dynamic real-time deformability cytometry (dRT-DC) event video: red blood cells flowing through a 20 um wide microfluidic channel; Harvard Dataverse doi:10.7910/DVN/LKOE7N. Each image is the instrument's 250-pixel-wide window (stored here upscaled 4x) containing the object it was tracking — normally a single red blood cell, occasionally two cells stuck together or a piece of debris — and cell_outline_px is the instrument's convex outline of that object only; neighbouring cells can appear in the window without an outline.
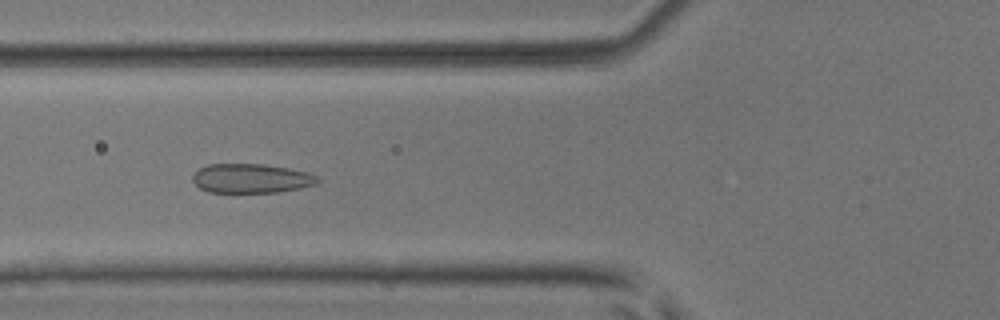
{"species": "common noctule bat (a hibernating species)", "species_latin": "Nyctalus noctula", "temperature_condition": "room temperature", "stored_images_in_passage": 37, "camera_frame_rate_fps": 3000, "um_per_image_px": 0.085, "animal": {"sex": "male", "body_mass_g": 17.9, "forearm_length_mm": 54.2}, "frame": {"image": 1, "passage_image": 6, "time_ms": 1.667, "image_size_px": [1000, 320], "cell_outline_px": [[320, 180], [316, 184], [300, 188], [276, 192], [208, 192], [200, 188], [192, 180], [192, 176], [200, 168], [208, 164], [264, 164], [288, 168], [308, 172], [316, 176]], "centroid_in_image_um": [21.35, 15.16], "position_along_channel_um": 104.4, "area_um2": 21.21}}
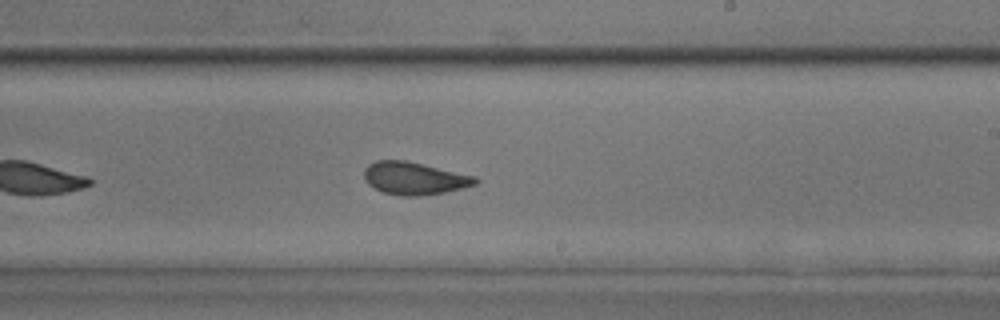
{"frame": {"image": 2, "passage_image": 17, "time_ms": 5.333, "image_size_px": [1000, 320], "cell_outline_px": [[480, 180], [476, 184], [444, 192], [420, 196], [404, 196], [384, 192], [368, 184], [364, 176], [364, 168], [368, 164], [376, 160], [404, 160], [476, 176]], "centroid_in_image_um": [35.21, 15.15], "position_along_channel_um": 253.8, "area_um2": 20.92}}
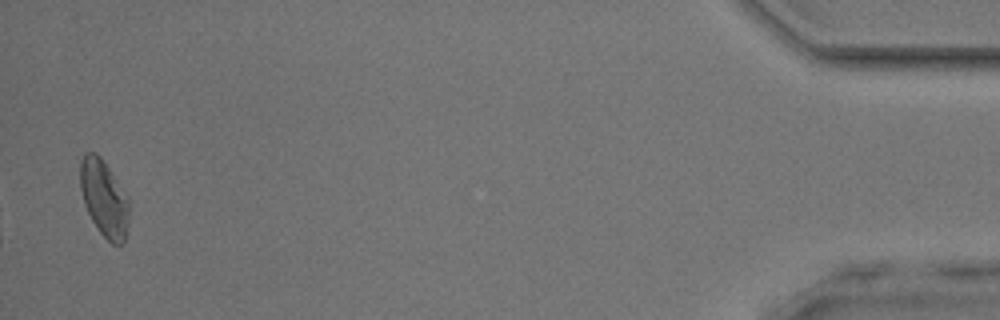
{"frame": {"image": 3, "passage_image": 36, "time_ms": 11.667, "image_size_px": [1000, 320], "cell_outline_px": [[128, 224], [124, 244], [112, 244], [100, 232], [92, 220], [84, 204], [80, 188], [80, 160], [84, 152], [96, 152], [100, 156], [108, 168], [128, 200]], "centroid_in_image_um": [8.81, 16.86], "position_along_channel_um": 426.4, "area_um2": 21.44}, "authors_computed_cell_mechanics": {"area_um2": 20.9814, "velocity_mm_per_s": 4.0883, "shape_relaxation_time_tau1_ms": 3.7129, "shape_relaxation_time_tau2_ms": 0.868, "deformation_change_tau1": 0.0951, "deformation_change_tau2": 0.0724}}